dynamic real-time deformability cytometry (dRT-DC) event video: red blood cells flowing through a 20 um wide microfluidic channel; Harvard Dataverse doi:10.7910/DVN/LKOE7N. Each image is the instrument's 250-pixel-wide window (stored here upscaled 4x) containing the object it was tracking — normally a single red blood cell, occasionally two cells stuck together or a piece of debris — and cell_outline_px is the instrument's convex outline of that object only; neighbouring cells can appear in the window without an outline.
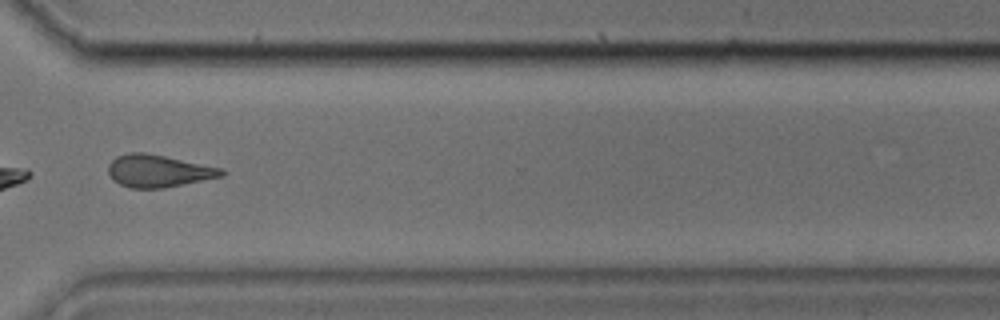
{"species": "common noctule bat (a hibernating species)", "species_latin": "Nyctalus noctula", "temperature_condition": "cold", "stored_images_in_passage": 37, "camera_frame_rate_fps": 3000, "um_per_image_px": 0.085, "animal": {"sex": "male", "body_mass_g": 17.9, "forearm_length_mm": 54.2}, "frame": {"image": 1, "passage_image": 27, "time_ms": 8.667, "image_size_px": [1000, 320], "cell_outline_px": [[224, 176], [164, 188], [132, 188], [120, 184], [112, 180], [108, 172], [108, 164], [116, 156], [128, 152], [144, 152], [224, 168]], "centroid_in_image_um": [13.45, 14.53], "position_along_channel_um": 357.1, "area_um2": 21.44}}
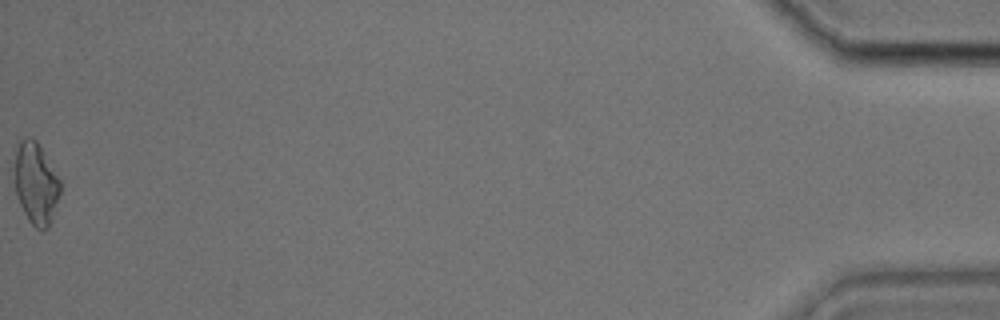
{"frame": {"image": 2, "passage_image": 37, "time_ms": 12.0, "image_size_px": [1000, 320], "cell_outline_px": [[60, 192], [52, 220], [48, 228], [36, 228], [28, 220], [20, 204], [16, 192], [16, 140], [24, 136], [32, 136], [36, 140], [44, 152], [60, 180]], "centroid_in_image_um": [3.05, 15.53], "position_along_channel_um": 432.1, "area_um2": 21.62}}